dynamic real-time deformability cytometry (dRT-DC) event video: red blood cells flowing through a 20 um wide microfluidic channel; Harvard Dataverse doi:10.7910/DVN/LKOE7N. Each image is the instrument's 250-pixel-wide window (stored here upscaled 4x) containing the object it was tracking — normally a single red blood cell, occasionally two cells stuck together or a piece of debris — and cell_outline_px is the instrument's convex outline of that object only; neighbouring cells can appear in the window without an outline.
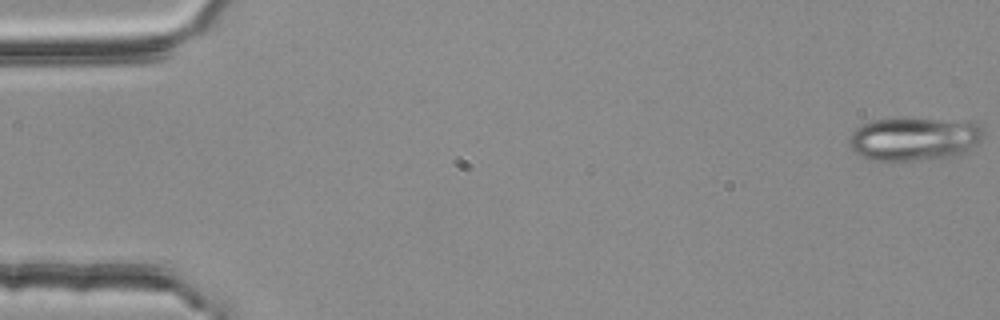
{"species": "common noctule bat (a hibernating species)", "species_latin": "Nyctalus noctula", "temperature_condition": "room temperature", "stored_images_in_passage": 12, "camera_frame_rate_fps": 3000, "um_per_image_px": 0.085, "animal": {"sex": "female", "body_mass_g": 25.1}, "frame": {"image": 1, "passage_image": 1, "time_ms": 0.0, "image_size_px": [1000, 320], "cell_outline_px": [[984, 136], [968, 152], [960, 156], [912, 160], [868, 160], [856, 152], [848, 144], [848, 140], [852, 132], [856, 128], [872, 120], [896, 116], [900, 116], [972, 120], [980, 124], [984, 128]], "centroid_in_image_um": [77.78, 11.74], "position_along_channel_um": 7.2, "area_um2": 35.37}}